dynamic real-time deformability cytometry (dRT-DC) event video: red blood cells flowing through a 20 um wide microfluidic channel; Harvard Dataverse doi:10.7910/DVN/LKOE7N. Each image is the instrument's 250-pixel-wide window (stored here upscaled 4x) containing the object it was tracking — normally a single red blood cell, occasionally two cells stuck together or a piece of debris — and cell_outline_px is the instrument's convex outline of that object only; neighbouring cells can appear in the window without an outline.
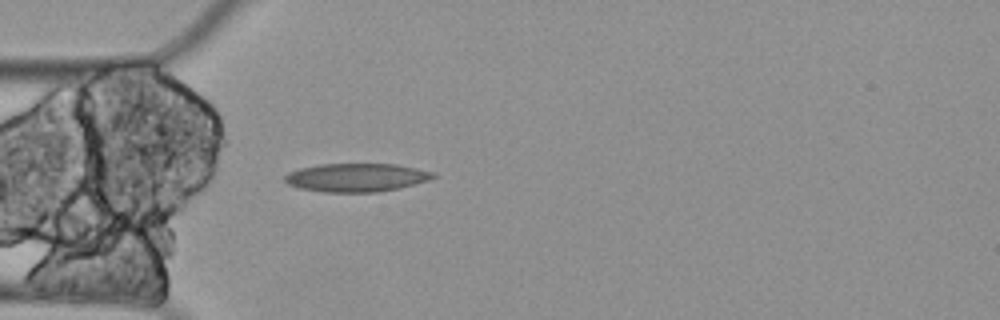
{"species": "Egyptian fruit bat (a non-hibernating species)", "species_latin": "Rousettus aegyptiacus", "temperature_condition": "cold", "stored_images_in_passage": 4, "camera_frame_rate_fps": 3000, "um_per_image_px": 0.085, "animal": {"sex": "female"}, "frame": {"image": 1, "passage_image": 4, "time_ms": 1.0, "image_size_px": [1000, 320], "cell_outline_px": [[440, 176], [428, 180], [400, 188], [380, 192], [324, 192], [300, 188], [288, 184], [284, 180], [284, 176], [288, 172], [300, 168], [320, 164], [396, 164], [436, 172]], "centroid_in_image_um": [30.33, 15.09], "position_along_channel_um": 54.7, "area_um2": 24.74}}